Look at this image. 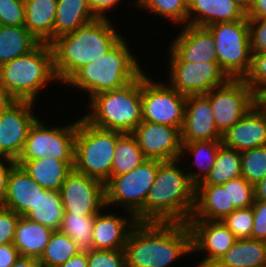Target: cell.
I'll return each mask as SVG.
<instances>
[{
	"instance_id": "42",
	"label": "cell",
	"mask_w": 266,
	"mask_h": 267,
	"mask_svg": "<svg viewBox=\"0 0 266 267\" xmlns=\"http://www.w3.org/2000/svg\"><path fill=\"white\" fill-rule=\"evenodd\" d=\"M87 267H127L124 249L87 252Z\"/></svg>"
},
{
	"instance_id": "15",
	"label": "cell",
	"mask_w": 266,
	"mask_h": 267,
	"mask_svg": "<svg viewBox=\"0 0 266 267\" xmlns=\"http://www.w3.org/2000/svg\"><path fill=\"white\" fill-rule=\"evenodd\" d=\"M35 107V102L16 100L0 113V158H19L30 126L38 118Z\"/></svg>"
},
{
	"instance_id": "10",
	"label": "cell",
	"mask_w": 266,
	"mask_h": 267,
	"mask_svg": "<svg viewBox=\"0 0 266 267\" xmlns=\"http://www.w3.org/2000/svg\"><path fill=\"white\" fill-rule=\"evenodd\" d=\"M77 123L78 119L66 125L64 123L63 126L57 124L55 127V125H48L38 115V118L30 126L23 151L17 160L49 157L61 161H74Z\"/></svg>"
},
{
	"instance_id": "12",
	"label": "cell",
	"mask_w": 266,
	"mask_h": 267,
	"mask_svg": "<svg viewBox=\"0 0 266 267\" xmlns=\"http://www.w3.org/2000/svg\"><path fill=\"white\" fill-rule=\"evenodd\" d=\"M167 50V83L183 95L206 94L230 79L218 62H185L170 47Z\"/></svg>"
},
{
	"instance_id": "9",
	"label": "cell",
	"mask_w": 266,
	"mask_h": 267,
	"mask_svg": "<svg viewBox=\"0 0 266 267\" xmlns=\"http://www.w3.org/2000/svg\"><path fill=\"white\" fill-rule=\"evenodd\" d=\"M161 162L157 159H147L128 173L111 176L105 183L106 206L112 205L118 209L120 207V211H127L135 216L145 205Z\"/></svg>"
},
{
	"instance_id": "54",
	"label": "cell",
	"mask_w": 266,
	"mask_h": 267,
	"mask_svg": "<svg viewBox=\"0 0 266 267\" xmlns=\"http://www.w3.org/2000/svg\"><path fill=\"white\" fill-rule=\"evenodd\" d=\"M255 200L266 201V175L255 186Z\"/></svg>"
},
{
	"instance_id": "6",
	"label": "cell",
	"mask_w": 266,
	"mask_h": 267,
	"mask_svg": "<svg viewBox=\"0 0 266 267\" xmlns=\"http://www.w3.org/2000/svg\"><path fill=\"white\" fill-rule=\"evenodd\" d=\"M141 75L126 86L93 96L83 117L92 125L132 133L142 122ZM88 112V114H87Z\"/></svg>"
},
{
	"instance_id": "39",
	"label": "cell",
	"mask_w": 266,
	"mask_h": 267,
	"mask_svg": "<svg viewBox=\"0 0 266 267\" xmlns=\"http://www.w3.org/2000/svg\"><path fill=\"white\" fill-rule=\"evenodd\" d=\"M223 186H228L229 214L235 209L252 207L255 200V189L252 183L240 176L227 181Z\"/></svg>"
},
{
	"instance_id": "33",
	"label": "cell",
	"mask_w": 266,
	"mask_h": 267,
	"mask_svg": "<svg viewBox=\"0 0 266 267\" xmlns=\"http://www.w3.org/2000/svg\"><path fill=\"white\" fill-rule=\"evenodd\" d=\"M146 160L136 137L132 133H121L116 143L111 176L128 173Z\"/></svg>"
},
{
	"instance_id": "48",
	"label": "cell",
	"mask_w": 266,
	"mask_h": 267,
	"mask_svg": "<svg viewBox=\"0 0 266 267\" xmlns=\"http://www.w3.org/2000/svg\"><path fill=\"white\" fill-rule=\"evenodd\" d=\"M16 161L9 158H0V208H4L7 194L8 177Z\"/></svg>"
},
{
	"instance_id": "2",
	"label": "cell",
	"mask_w": 266,
	"mask_h": 267,
	"mask_svg": "<svg viewBox=\"0 0 266 267\" xmlns=\"http://www.w3.org/2000/svg\"><path fill=\"white\" fill-rule=\"evenodd\" d=\"M179 159L162 161L137 222L188 223L195 205V185Z\"/></svg>"
},
{
	"instance_id": "56",
	"label": "cell",
	"mask_w": 266,
	"mask_h": 267,
	"mask_svg": "<svg viewBox=\"0 0 266 267\" xmlns=\"http://www.w3.org/2000/svg\"><path fill=\"white\" fill-rule=\"evenodd\" d=\"M259 101L266 107V93L259 99Z\"/></svg>"
},
{
	"instance_id": "37",
	"label": "cell",
	"mask_w": 266,
	"mask_h": 267,
	"mask_svg": "<svg viewBox=\"0 0 266 267\" xmlns=\"http://www.w3.org/2000/svg\"><path fill=\"white\" fill-rule=\"evenodd\" d=\"M95 216L64 213L59 230L71 237L80 252L87 253L93 250L92 236Z\"/></svg>"
},
{
	"instance_id": "34",
	"label": "cell",
	"mask_w": 266,
	"mask_h": 267,
	"mask_svg": "<svg viewBox=\"0 0 266 267\" xmlns=\"http://www.w3.org/2000/svg\"><path fill=\"white\" fill-rule=\"evenodd\" d=\"M25 217L53 230H59L64 217V207L61 202L60 193L45 189L39 195L34 209Z\"/></svg>"
},
{
	"instance_id": "43",
	"label": "cell",
	"mask_w": 266,
	"mask_h": 267,
	"mask_svg": "<svg viewBox=\"0 0 266 267\" xmlns=\"http://www.w3.org/2000/svg\"><path fill=\"white\" fill-rule=\"evenodd\" d=\"M0 25L25 26L24 0H0Z\"/></svg>"
},
{
	"instance_id": "25",
	"label": "cell",
	"mask_w": 266,
	"mask_h": 267,
	"mask_svg": "<svg viewBox=\"0 0 266 267\" xmlns=\"http://www.w3.org/2000/svg\"><path fill=\"white\" fill-rule=\"evenodd\" d=\"M16 164L21 165L41 187L59 192L66 177L73 170L74 161H61L46 157L34 160H16Z\"/></svg>"
},
{
	"instance_id": "53",
	"label": "cell",
	"mask_w": 266,
	"mask_h": 267,
	"mask_svg": "<svg viewBox=\"0 0 266 267\" xmlns=\"http://www.w3.org/2000/svg\"><path fill=\"white\" fill-rule=\"evenodd\" d=\"M38 259L20 256L11 267H40Z\"/></svg>"
},
{
	"instance_id": "40",
	"label": "cell",
	"mask_w": 266,
	"mask_h": 267,
	"mask_svg": "<svg viewBox=\"0 0 266 267\" xmlns=\"http://www.w3.org/2000/svg\"><path fill=\"white\" fill-rule=\"evenodd\" d=\"M253 208L235 209L221 220L237 239L251 238L253 228Z\"/></svg>"
},
{
	"instance_id": "47",
	"label": "cell",
	"mask_w": 266,
	"mask_h": 267,
	"mask_svg": "<svg viewBox=\"0 0 266 267\" xmlns=\"http://www.w3.org/2000/svg\"><path fill=\"white\" fill-rule=\"evenodd\" d=\"M122 1L123 0H87V3L96 19H110L108 17V12L112 11V9H116Z\"/></svg>"
},
{
	"instance_id": "3",
	"label": "cell",
	"mask_w": 266,
	"mask_h": 267,
	"mask_svg": "<svg viewBox=\"0 0 266 267\" xmlns=\"http://www.w3.org/2000/svg\"><path fill=\"white\" fill-rule=\"evenodd\" d=\"M116 27L110 19H96L54 39L50 45L59 83L64 85L83 65L107 53L123 37Z\"/></svg>"
},
{
	"instance_id": "8",
	"label": "cell",
	"mask_w": 266,
	"mask_h": 267,
	"mask_svg": "<svg viewBox=\"0 0 266 267\" xmlns=\"http://www.w3.org/2000/svg\"><path fill=\"white\" fill-rule=\"evenodd\" d=\"M215 40L221 69L230 79H244L252 66V53L247 17L232 22L207 26Z\"/></svg>"
},
{
	"instance_id": "21",
	"label": "cell",
	"mask_w": 266,
	"mask_h": 267,
	"mask_svg": "<svg viewBox=\"0 0 266 267\" xmlns=\"http://www.w3.org/2000/svg\"><path fill=\"white\" fill-rule=\"evenodd\" d=\"M169 47L185 62H218L215 40L207 27L186 24ZM171 45V46H170Z\"/></svg>"
},
{
	"instance_id": "41",
	"label": "cell",
	"mask_w": 266,
	"mask_h": 267,
	"mask_svg": "<svg viewBox=\"0 0 266 267\" xmlns=\"http://www.w3.org/2000/svg\"><path fill=\"white\" fill-rule=\"evenodd\" d=\"M244 79L259 99L266 93V52L252 53V66Z\"/></svg>"
},
{
	"instance_id": "19",
	"label": "cell",
	"mask_w": 266,
	"mask_h": 267,
	"mask_svg": "<svg viewBox=\"0 0 266 267\" xmlns=\"http://www.w3.org/2000/svg\"><path fill=\"white\" fill-rule=\"evenodd\" d=\"M222 144L238 152L266 145V107L258 101L222 136Z\"/></svg>"
},
{
	"instance_id": "46",
	"label": "cell",
	"mask_w": 266,
	"mask_h": 267,
	"mask_svg": "<svg viewBox=\"0 0 266 267\" xmlns=\"http://www.w3.org/2000/svg\"><path fill=\"white\" fill-rule=\"evenodd\" d=\"M254 212L251 238L266 241V201H256L252 205Z\"/></svg>"
},
{
	"instance_id": "32",
	"label": "cell",
	"mask_w": 266,
	"mask_h": 267,
	"mask_svg": "<svg viewBox=\"0 0 266 267\" xmlns=\"http://www.w3.org/2000/svg\"><path fill=\"white\" fill-rule=\"evenodd\" d=\"M242 176L241 154L223 144L207 177L197 185H223L227 181Z\"/></svg>"
},
{
	"instance_id": "20",
	"label": "cell",
	"mask_w": 266,
	"mask_h": 267,
	"mask_svg": "<svg viewBox=\"0 0 266 267\" xmlns=\"http://www.w3.org/2000/svg\"><path fill=\"white\" fill-rule=\"evenodd\" d=\"M108 209L109 207L106 206L95 215L92 236L93 248L97 250L124 249L128 235L136 225L137 220L130 212L125 211L121 216L108 211Z\"/></svg>"
},
{
	"instance_id": "27",
	"label": "cell",
	"mask_w": 266,
	"mask_h": 267,
	"mask_svg": "<svg viewBox=\"0 0 266 267\" xmlns=\"http://www.w3.org/2000/svg\"><path fill=\"white\" fill-rule=\"evenodd\" d=\"M25 27L40 42L53 41L57 0H24Z\"/></svg>"
},
{
	"instance_id": "50",
	"label": "cell",
	"mask_w": 266,
	"mask_h": 267,
	"mask_svg": "<svg viewBox=\"0 0 266 267\" xmlns=\"http://www.w3.org/2000/svg\"><path fill=\"white\" fill-rule=\"evenodd\" d=\"M246 15L247 18L265 19L266 0H253L252 6Z\"/></svg>"
},
{
	"instance_id": "55",
	"label": "cell",
	"mask_w": 266,
	"mask_h": 267,
	"mask_svg": "<svg viewBox=\"0 0 266 267\" xmlns=\"http://www.w3.org/2000/svg\"><path fill=\"white\" fill-rule=\"evenodd\" d=\"M245 13H247L253 3V0H233Z\"/></svg>"
},
{
	"instance_id": "36",
	"label": "cell",
	"mask_w": 266,
	"mask_h": 267,
	"mask_svg": "<svg viewBox=\"0 0 266 267\" xmlns=\"http://www.w3.org/2000/svg\"><path fill=\"white\" fill-rule=\"evenodd\" d=\"M135 8L171 21L174 26H185L188 16V0H134Z\"/></svg>"
},
{
	"instance_id": "29",
	"label": "cell",
	"mask_w": 266,
	"mask_h": 267,
	"mask_svg": "<svg viewBox=\"0 0 266 267\" xmlns=\"http://www.w3.org/2000/svg\"><path fill=\"white\" fill-rule=\"evenodd\" d=\"M266 241L252 238L237 239L213 267H264Z\"/></svg>"
},
{
	"instance_id": "18",
	"label": "cell",
	"mask_w": 266,
	"mask_h": 267,
	"mask_svg": "<svg viewBox=\"0 0 266 267\" xmlns=\"http://www.w3.org/2000/svg\"><path fill=\"white\" fill-rule=\"evenodd\" d=\"M222 136L216 127L210 100L204 94L187 96L181 142L222 141Z\"/></svg>"
},
{
	"instance_id": "17",
	"label": "cell",
	"mask_w": 266,
	"mask_h": 267,
	"mask_svg": "<svg viewBox=\"0 0 266 267\" xmlns=\"http://www.w3.org/2000/svg\"><path fill=\"white\" fill-rule=\"evenodd\" d=\"M147 159L170 161L181 155V131L178 128L142 121L132 132Z\"/></svg>"
},
{
	"instance_id": "38",
	"label": "cell",
	"mask_w": 266,
	"mask_h": 267,
	"mask_svg": "<svg viewBox=\"0 0 266 267\" xmlns=\"http://www.w3.org/2000/svg\"><path fill=\"white\" fill-rule=\"evenodd\" d=\"M242 177L254 186L266 175V145L240 152Z\"/></svg>"
},
{
	"instance_id": "16",
	"label": "cell",
	"mask_w": 266,
	"mask_h": 267,
	"mask_svg": "<svg viewBox=\"0 0 266 267\" xmlns=\"http://www.w3.org/2000/svg\"><path fill=\"white\" fill-rule=\"evenodd\" d=\"M188 225L193 255L205 254L194 267H213L237 240L222 221L189 220Z\"/></svg>"
},
{
	"instance_id": "24",
	"label": "cell",
	"mask_w": 266,
	"mask_h": 267,
	"mask_svg": "<svg viewBox=\"0 0 266 267\" xmlns=\"http://www.w3.org/2000/svg\"><path fill=\"white\" fill-rule=\"evenodd\" d=\"M227 215H229L228 186H195V205L189 220L221 221Z\"/></svg>"
},
{
	"instance_id": "11",
	"label": "cell",
	"mask_w": 266,
	"mask_h": 267,
	"mask_svg": "<svg viewBox=\"0 0 266 267\" xmlns=\"http://www.w3.org/2000/svg\"><path fill=\"white\" fill-rule=\"evenodd\" d=\"M145 72L141 74L142 121L175 127L181 131L187 96L163 80L155 82L148 71Z\"/></svg>"
},
{
	"instance_id": "35",
	"label": "cell",
	"mask_w": 266,
	"mask_h": 267,
	"mask_svg": "<svg viewBox=\"0 0 266 267\" xmlns=\"http://www.w3.org/2000/svg\"><path fill=\"white\" fill-rule=\"evenodd\" d=\"M80 253L77 243L60 230H54L38 259L42 267H58Z\"/></svg>"
},
{
	"instance_id": "1",
	"label": "cell",
	"mask_w": 266,
	"mask_h": 267,
	"mask_svg": "<svg viewBox=\"0 0 266 267\" xmlns=\"http://www.w3.org/2000/svg\"><path fill=\"white\" fill-rule=\"evenodd\" d=\"M124 252L127 267H170L192 253L188 223L137 222Z\"/></svg>"
},
{
	"instance_id": "23",
	"label": "cell",
	"mask_w": 266,
	"mask_h": 267,
	"mask_svg": "<svg viewBox=\"0 0 266 267\" xmlns=\"http://www.w3.org/2000/svg\"><path fill=\"white\" fill-rule=\"evenodd\" d=\"M246 17V13L233 0H188L187 24L190 25L207 27Z\"/></svg>"
},
{
	"instance_id": "5",
	"label": "cell",
	"mask_w": 266,
	"mask_h": 267,
	"mask_svg": "<svg viewBox=\"0 0 266 267\" xmlns=\"http://www.w3.org/2000/svg\"><path fill=\"white\" fill-rule=\"evenodd\" d=\"M59 82L52 47L39 43L32 51L0 66V84L16 99L36 103L41 90ZM50 82V83H49Z\"/></svg>"
},
{
	"instance_id": "51",
	"label": "cell",
	"mask_w": 266,
	"mask_h": 267,
	"mask_svg": "<svg viewBox=\"0 0 266 267\" xmlns=\"http://www.w3.org/2000/svg\"><path fill=\"white\" fill-rule=\"evenodd\" d=\"M87 253L80 252L78 255L71 257L67 262L58 267H87Z\"/></svg>"
},
{
	"instance_id": "28",
	"label": "cell",
	"mask_w": 266,
	"mask_h": 267,
	"mask_svg": "<svg viewBox=\"0 0 266 267\" xmlns=\"http://www.w3.org/2000/svg\"><path fill=\"white\" fill-rule=\"evenodd\" d=\"M54 230L21 216L16 227L13 244L22 257L39 259Z\"/></svg>"
},
{
	"instance_id": "7",
	"label": "cell",
	"mask_w": 266,
	"mask_h": 267,
	"mask_svg": "<svg viewBox=\"0 0 266 267\" xmlns=\"http://www.w3.org/2000/svg\"><path fill=\"white\" fill-rule=\"evenodd\" d=\"M119 131L107 130L79 117L74 141L73 169L106 183L111 177Z\"/></svg>"
},
{
	"instance_id": "45",
	"label": "cell",
	"mask_w": 266,
	"mask_h": 267,
	"mask_svg": "<svg viewBox=\"0 0 266 267\" xmlns=\"http://www.w3.org/2000/svg\"><path fill=\"white\" fill-rule=\"evenodd\" d=\"M20 215L7 208H0V245L13 243Z\"/></svg>"
},
{
	"instance_id": "30",
	"label": "cell",
	"mask_w": 266,
	"mask_h": 267,
	"mask_svg": "<svg viewBox=\"0 0 266 267\" xmlns=\"http://www.w3.org/2000/svg\"><path fill=\"white\" fill-rule=\"evenodd\" d=\"M96 20L87 0H57L53 40Z\"/></svg>"
},
{
	"instance_id": "26",
	"label": "cell",
	"mask_w": 266,
	"mask_h": 267,
	"mask_svg": "<svg viewBox=\"0 0 266 267\" xmlns=\"http://www.w3.org/2000/svg\"><path fill=\"white\" fill-rule=\"evenodd\" d=\"M221 145L222 141H213V140L182 143L180 161L185 162L191 156H192L191 158H194L192 159V163L190 162V164L192 165L189 166L186 165L185 169L187 171L190 181L195 186L200 182H202L211 171L216 161L219 147ZM194 165L195 167L197 166L195 171L193 168ZM191 169H193V171Z\"/></svg>"
},
{
	"instance_id": "4",
	"label": "cell",
	"mask_w": 266,
	"mask_h": 267,
	"mask_svg": "<svg viewBox=\"0 0 266 267\" xmlns=\"http://www.w3.org/2000/svg\"><path fill=\"white\" fill-rule=\"evenodd\" d=\"M127 40L123 36L107 53L83 65L64 84L88 94L89 101L98 93L120 89L136 80L145 69Z\"/></svg>"
},
{
	"instance_id": "14",
	"label": "cell",
	"mask_w": 266,
	"mask_h": 267,
	"mask_svg": "<svg viewBox=\"0 0 266 267\" xmlns=\"http://www.w3.org/2000/svg\"><path fill=\"white\" fill-rule=\"evenodd\" d=\"M59 193L64 213L95 216L106 207L105 184L74 169Z\"/></svg>"
},
{
	"instance_id": "13",
	"label": "cell",
	"mask_w": 266,
	"mask_h": 267,
	"mask_svg": "<svg viewBox=\"0 0 266 267\" xmlns=\"http://www.w3.org/2000/svg\"><path fill=\"white\" fill-rule=\"evenodd\" d=\"M204 95L210 100L216 127L222 135L259 101L245 79H229Z\"/></svg>"
},
{
	"instance_id": "44",
	"label": "cell",
	"mask_w": 266,
	"mask_h": 267,
	"mask_svg": "<svg viewBox=\"0 0 266 267\" xmlns=\"http://www.w3.org/2000/svg\"><path fill=\"white\" fill-rule=\"evenodd\" d=\"M249 23V37L251 53L266 52V18H247Z\"/></svg>"
},
{
	"instance_id": "22",
	"label": "cell",
	"mask_w": 266,
	"mask_h": 267,
	"mask_svg": "<svg viewBox=\"0 0 266 267\" xmlns=\"http://www.w3.org/2000/svg\"><path fill=\"white\" fill-rule=\"evenodd\" d=\"M45 190L37 184L21 165L15 164L8 177L4 208L20 216H26L34 209L39 195Z\"/></svg>"
},
{
	"instance_id": "49",
	"label": "cell",
	"mask_w": 266,
	"mask_h": 267,
	"mask_svg": "<svg viewBox=\"0 0 266 267\" xmlns=\"http://www.w3.org/2000/svg\"><path fill=\"white\" fill-rule=\"evenodd\" d=\"M20 257L13 243L0 245V267H11Z\"/></svg>"
},
{
	"instance_id": "31",
	"label": "cell",
	"mask_w": 266,
	"mask_h": 267,
	"mask_svg": "<svg viewBox=\"0 0 266 267\" xmlns=\"http://www.w3.org/2000/svg\"><path fill=\"white\" fill-rule=\"evenodd\" d=\"M39 43L25 26L0 25V66L29 53Z\"/></svg>"
},
{
	"instance_id": "52",
	"label": "cell",
	"mask_w": 266,
	"mask_h": 267,
	"mask_svg": "<svg viewBox=\"0 0 266 267\" xmlns=\"http://www.w3.org/2000/svg\"><path fill=\"white\" fill-rule=\"evenodd\" d=\"M15 101L16 99L0 84V113Z\"/></svg>"
}]
</instances>
